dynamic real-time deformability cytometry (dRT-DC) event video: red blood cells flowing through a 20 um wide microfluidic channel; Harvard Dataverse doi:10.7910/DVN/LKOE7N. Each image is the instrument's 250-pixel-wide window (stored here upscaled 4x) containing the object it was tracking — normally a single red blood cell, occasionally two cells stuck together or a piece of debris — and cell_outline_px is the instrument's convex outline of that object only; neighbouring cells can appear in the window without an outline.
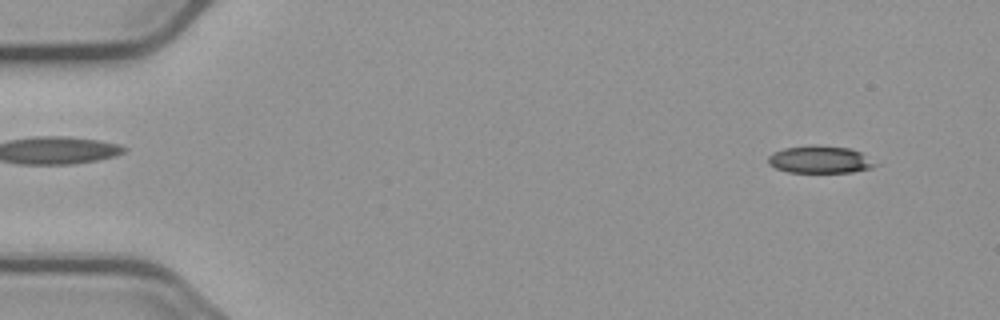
{"species": "common noctule bat (a hibernating species)", "species_latin": "Nyctalus noctula", "temperature_condition": "cold", "stored_images_in_passage": 12, "camera_frame_rate_fps": 3000, "um_per_image_px": 0.085, "animal": {"sex": "male", "body_mass_g": 23.1, "forearm_length_mm": 52.7}, "frame": {"image": 1, "passage_image": 4, "time_ms": 1.0, "image_size_px": [1000, 320], "cell_outline_px": [[880, 164], [872, 168], [852, 172], [788, 172], [776, 168], [768, 164], [768, 156], [772, 152], [784, 148], [848, 148], [860, 152]], "centroid_in_image_um": [69.72, 13.62], "position_along_channel_um": 15.3, "area_um2": 16.3}}